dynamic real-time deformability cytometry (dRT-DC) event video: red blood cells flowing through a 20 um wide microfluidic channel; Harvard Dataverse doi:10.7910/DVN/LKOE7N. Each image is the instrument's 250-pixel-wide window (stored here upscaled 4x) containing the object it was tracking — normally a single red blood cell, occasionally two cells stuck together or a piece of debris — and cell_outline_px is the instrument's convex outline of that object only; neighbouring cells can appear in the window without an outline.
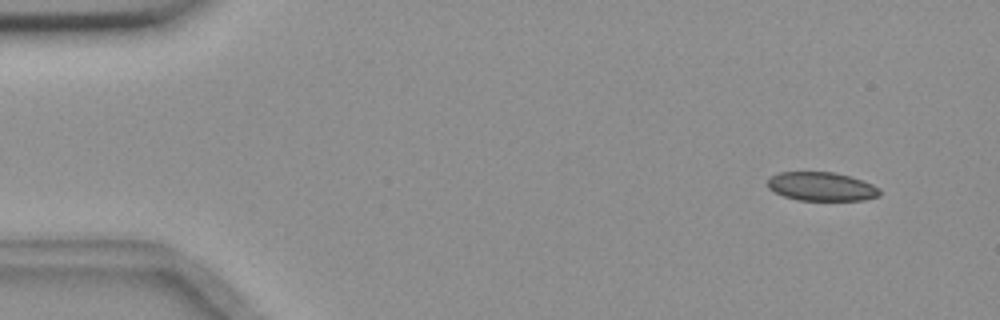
{"species": "common noctule bat (a hibernating species)", "species_latin": "Nyctalus noctula", "temperature_condition": "room temperature", "stored_images_in_passage": 7, "camera_frame_rate_fps": 3000, "um_per_image_px": 0.085, "animal": {"sex": "female", "body_mass_g": 18.4}, "frame": {"image": 1, "passage_image": 2, "time_ms": 0.333, "image_size_px": [1000, 320], "cell_outline_px": [[880, 196], [864, 200], [796, 200], [784, 196], [768, 188], [768, 180], [772, 176], [780, 172], [832, 172], [848, 176], [872, 184], [880, 188]], "centroid_in_image_um": [69.84, 15.86], "position_along_channel_um": 15.2, "area_um2": 18.61}}
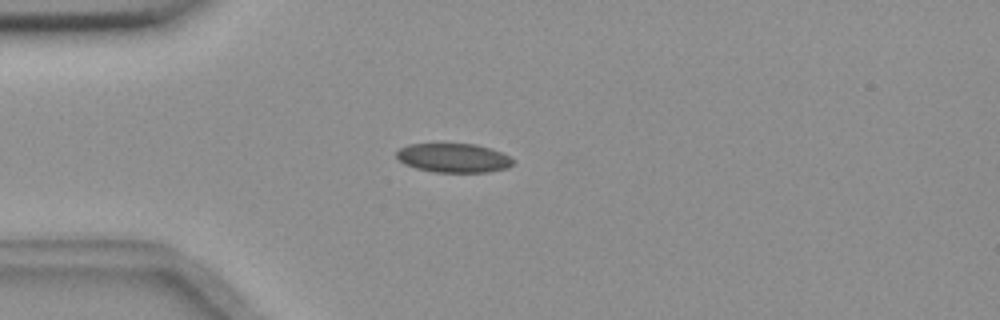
{"frame": {"image": 2, "passage_image": 5, "time_ms": 1.333, "image_size_px": [1000, 320], "cell_outline_px": [[516, 160], [508, 168], [488, 172], [436, 172], [416, 168], [404, 164], [396, 156], [396, 152], [400, 148], [408, 144], [476, 144], [492, 148]], "centroid_in_image_um": [38.57, 13.42], "position_along_channel_um": 46.4, "area_um2": 19.77}}